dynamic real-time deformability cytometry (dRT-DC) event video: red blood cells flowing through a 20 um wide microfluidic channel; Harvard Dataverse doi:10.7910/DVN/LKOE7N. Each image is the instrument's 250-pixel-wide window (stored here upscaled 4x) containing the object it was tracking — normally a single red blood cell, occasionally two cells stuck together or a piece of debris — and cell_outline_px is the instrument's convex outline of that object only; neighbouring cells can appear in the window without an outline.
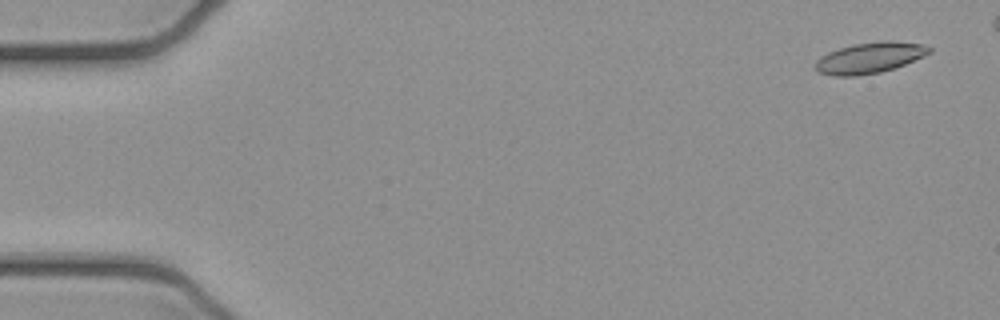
{"species": "common noctule bat (a hibernating species)", "species_latin": "Nyctalus noctula", "temperature_condition": "cold", "stored_images_in_passage": 6, "camera_frame_rate_fps": 3000, "um_per_image_px": 0.085, "animal": {"sex": "female", "body_mass_g": 21.9}, "frame": {"image": 1, "passage_image": 1, "time_ms": 0.0, "image_size_px": [1000, 320], "cell_outline_px": [[932, 52], [924, 56], [904, 64], [880, 72], [856, 76], [832, 76], [816, 72], [812, 64], [820, 56], [828, 52], [852, 44], [880, 40], [892, 40], [924, 44], [932, 48]], "centroid_in_image_um": [73.88, 4.9], "position_along_channel_um": 11.1, "area_um2": 20.87}}
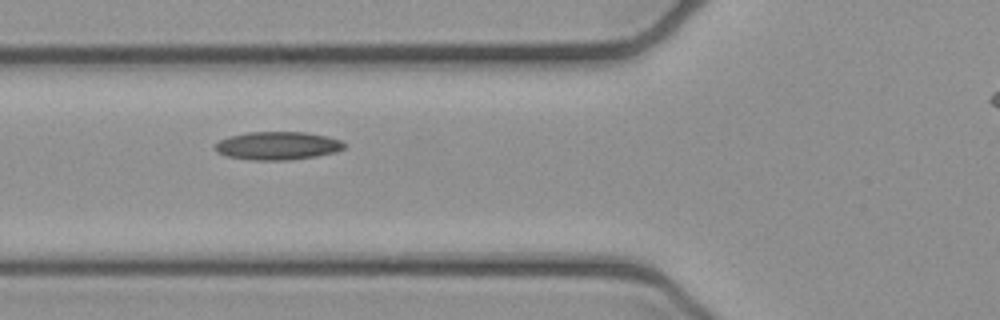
{"frame": {"image": 2, "passage_image": 6, "time_ms": 1.667, "image_size_px": [1000, 320], "cell_outline_px": [[344, 148], [336, 152], [316, 156], [288, 160], [248, 160], [228, 156], [216, 152], [212, 148], [220, 140], [232, 136], [248, 132], [308, 132], [328, 136], [340, 140], [344, 144]], "centroid_in_image_um": [23.59, 12.39], "position_along_channel_um": 102.2, "area_um2": 21.21}}